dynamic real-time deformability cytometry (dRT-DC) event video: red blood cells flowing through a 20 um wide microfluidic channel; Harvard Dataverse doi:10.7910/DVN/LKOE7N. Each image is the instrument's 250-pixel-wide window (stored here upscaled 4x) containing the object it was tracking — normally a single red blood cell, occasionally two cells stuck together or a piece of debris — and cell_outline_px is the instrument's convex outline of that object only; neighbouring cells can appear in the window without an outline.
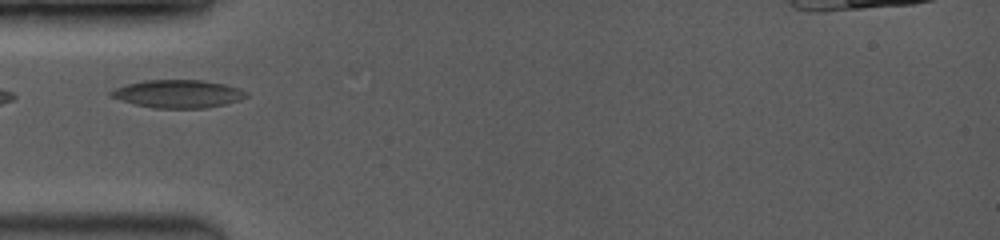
{"species": "common noctule bat (a hibernating species)", "species_latin": "Nyctalus noctula", "temperature_condition": "room temperature", "stored_images_in_passage": 20, "camera_frame_rate_fps": 3500, "um_per_image_px": 0.085, "animal": {"sex": "female", "body_mass_g": 19.0, "forearm_length_mm": 53.3}, "frame": {"image": 1, "passage_image": 1, "time_ms": 0.0, "image_size_px": [1000, 240], "cell_outline_px": [[248, 96], [240, 100], [224, 104], [204, 108], [152, 108], [120, 100], [108, 96], [108, 92], [116, 88], [128, 84], [144, 80], [204, 80], [224, 84], [240, 88], [248, 92]], "centroid_in_image_um": [15.14, 7.97], "position_along_channel_um": 69.9, "area_um2": 22.08}}
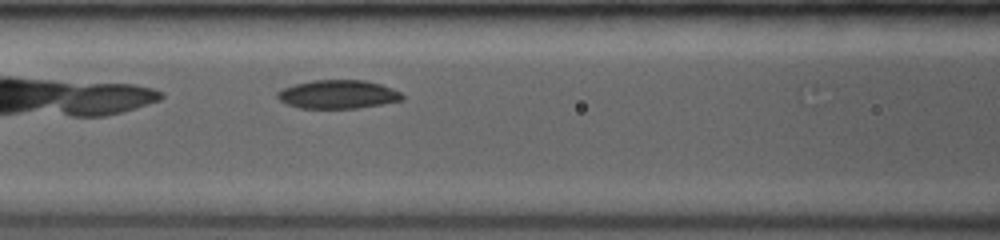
{"frame": {"image": 2, "passage_image": 11, "time_ms": 1.714, "image_size_px": [1000, 240], "cell_outline_px": [[404, 100], [356, 108], [300, 108], [288, 104], [280, 100], [276, 96], [276, 92], [280, 88], [312, 80], [364, 80], [380, 84], [392, 88], [400, 92], [404, 96]], "centroid_in_image_um": [28.71, 8.01], "position_along_channel_um": 137.9, "area_um2": 20.75}}
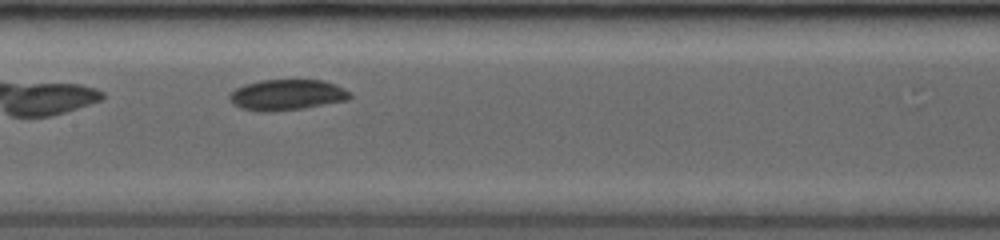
{"frame": {"image": 3, "passage_image": 19, "time_ms": 2.857, "image_size_px": [1000, 240], "cell_outline_px": [[352, 96], [348, 100], [304, 108], [264, 112], [260, 112], [240, 108], [232, 104], [228, 96], [236, 88], [244, 84], [260, 80], [324, 80], [336, 84], [352, 92]], "centroid_in_image_um": [24.4, 8.06], "position_along_channel_um": 183.0, "area_um2": 21.79}}